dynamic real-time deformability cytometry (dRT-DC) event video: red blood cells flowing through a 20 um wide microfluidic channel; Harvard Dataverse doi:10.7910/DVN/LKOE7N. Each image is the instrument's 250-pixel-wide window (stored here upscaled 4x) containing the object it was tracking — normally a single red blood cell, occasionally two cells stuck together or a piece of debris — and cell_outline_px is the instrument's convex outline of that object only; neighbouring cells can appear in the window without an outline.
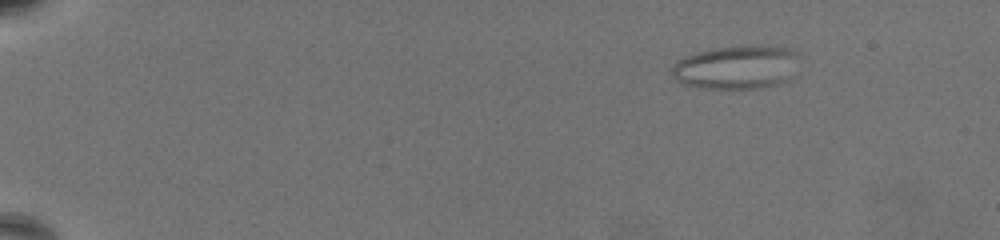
{"species": "common noctule bat (a hibernating species)", "species_latin": "Nyctalus noctula", "temperature_condition": "warm", "stored_images_in_passage": 62, "camera_frame_rate_fps": 3000, "um_per_image_px": 0.085, "animal": {"sex": "female", "body_mass_g": 19.5, "forearm_length_mm": 54.1}, "frame": {"image": 1, "passage_image": 3, "time_ms": 0.667, "image_size_px": [1000, 240], "cell_outline_px": [[796, 56], [788, 80], [780, 84], [760, 88], [700, 88], [680, 84], [672, 76], [672, 68], [680, 60], [688, 56], [712, 48], [788, 48], [796, 52]], "centroid_in_image_um": [62.52, 5.78], "position_along_channel_um": 22.5, "area_um2": 30.98}}
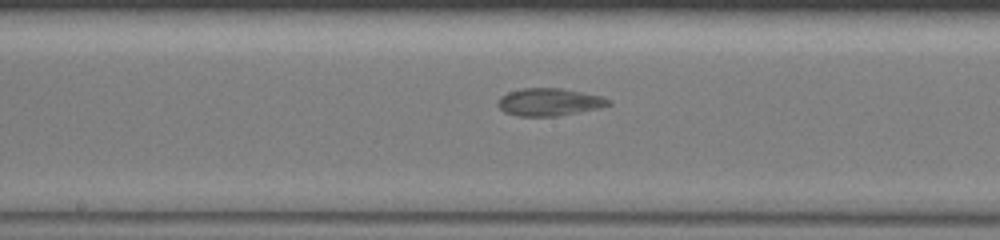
{"frame": {"image": 2, "passage_image": 33, "time_ms": 10.667, "image_size_px": [1000, 240], "cell_outline_px": [[612, 104], [600, 108], [556, 116], [520, 116], [504, 112], [496, 104], [500, 96], [508, 92], [524, 88], [560, 88], [600, 96], [612, 100]], "centroid_in_image_um": [46.67, 8.67], "position_along_channel_um": 201.5, "area_um2": 17.69}}
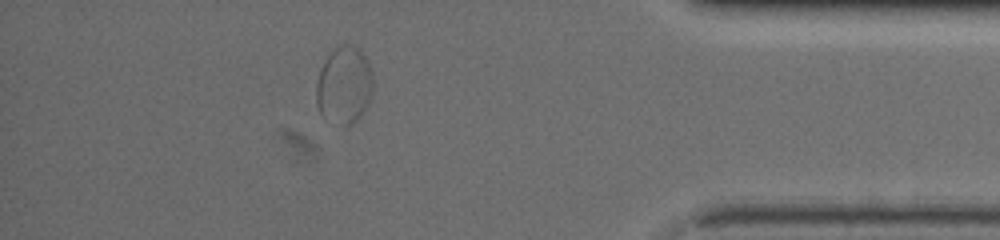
{"frame": {"image": 3, "passage_image": 55, "time_ms": 18.0, "image_size_px": [1000, 240], "cell_outline_px": [[372, 96], [368, 104], [360, 116], [352, 124], [340, 124], [320, 112], [316, 104], [316, 80], [320, 68], [332, 48], [344, 44], [352, 44], [360, 48], [368, 64], [372, 76]], "centroid_in_image_um": [29.24, 7.19], "position_along_channel_um": 406.0, "area_um2": 25.49}}